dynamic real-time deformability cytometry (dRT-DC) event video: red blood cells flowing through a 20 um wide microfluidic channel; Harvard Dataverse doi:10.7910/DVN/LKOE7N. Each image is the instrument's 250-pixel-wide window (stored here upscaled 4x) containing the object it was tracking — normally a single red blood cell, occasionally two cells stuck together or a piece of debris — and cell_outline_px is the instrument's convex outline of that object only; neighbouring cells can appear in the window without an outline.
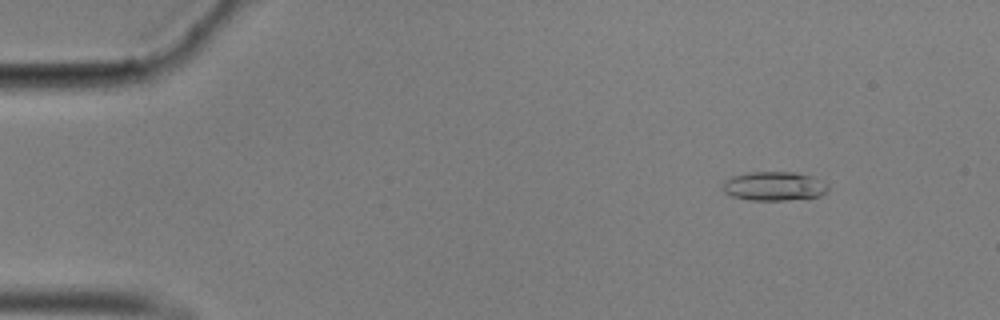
{"species": "common noctule bat (a hibernating species)", "species_latin": "Nyctalus noctula", "temperature_condition": "cold", "stored_images_in_passage": 58, "camera_frame_rate_fps": 3000, "um_per_image_px": 0.085, "animal": {"sex": "male", "body_mass_g": 17.9}, "frame": {"image": 1, "passage_image": 7, "time_ms": 2.0, "image_size_px": [1000, 320], "cell_outline_px": [[828, 192], [820, 196], [784, 200], [752, 200], [732, 196], [724, 192], [720, 188], [724, 180], [732, 176], [748, 172], [796, 172], [812, 176], [828, 184]], "centroid_in_image_um": [65.78, 15.81], "position_along_channel_um": 19.2, "area_um2": 17.98}}
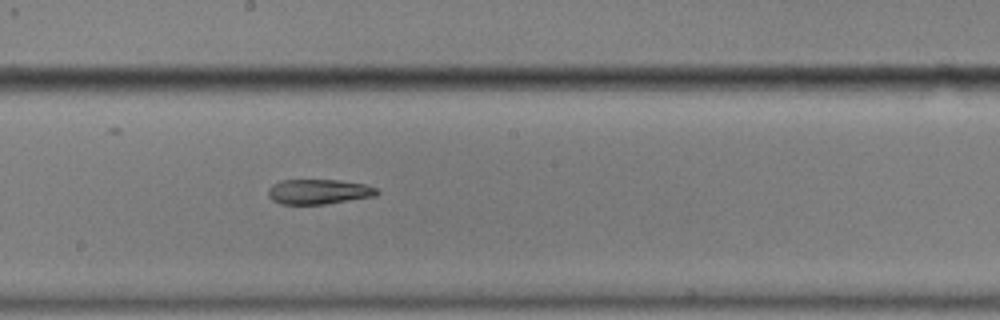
{"frame": {"image": 2, "passage_image": 32, "time_ms": 10.333, "image_size_px": [1000, 320], "cell_outline_px": [[380, 192], [376, 196], [324, 204], [280, 204], [272, 200], [268, 196], [268, 188], [272, 184], [280, 180], [340, 180], [364, 184], [380, 188]], "centroid_in_image_um": [27.1, 16.29], "position_along_channel_um": 221.1, "area_um2": 16.01}}
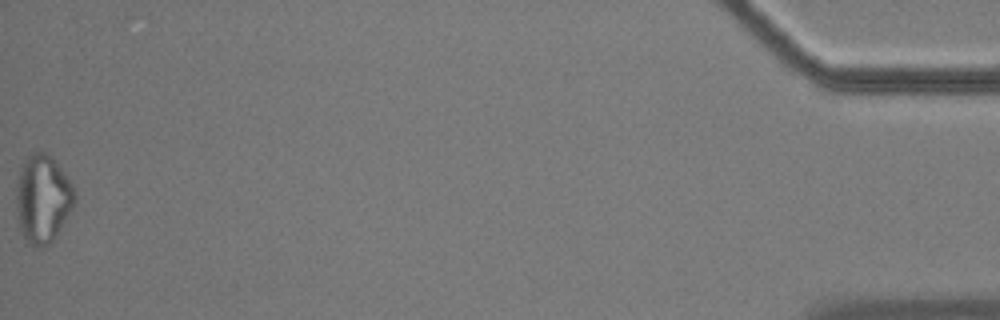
{"frame": {"image": 3, "passage_image": 58, "time_ms": 19.0, "image_size_px": [1000, 320], "cell_outline_px": [[76, 200], [72, 208], [56, 236], [44, 248], [36, 248], [28, 244], [20, 232], [16, 212], [16, 192], [20, 164], [36, 148], [44, 152], [56, 160], [72, 184], [76, 192]], "centroid_in_image_um": [3.61, 16.88], "position_along_channel_um": 431.6, "area_um2": 30.58}}